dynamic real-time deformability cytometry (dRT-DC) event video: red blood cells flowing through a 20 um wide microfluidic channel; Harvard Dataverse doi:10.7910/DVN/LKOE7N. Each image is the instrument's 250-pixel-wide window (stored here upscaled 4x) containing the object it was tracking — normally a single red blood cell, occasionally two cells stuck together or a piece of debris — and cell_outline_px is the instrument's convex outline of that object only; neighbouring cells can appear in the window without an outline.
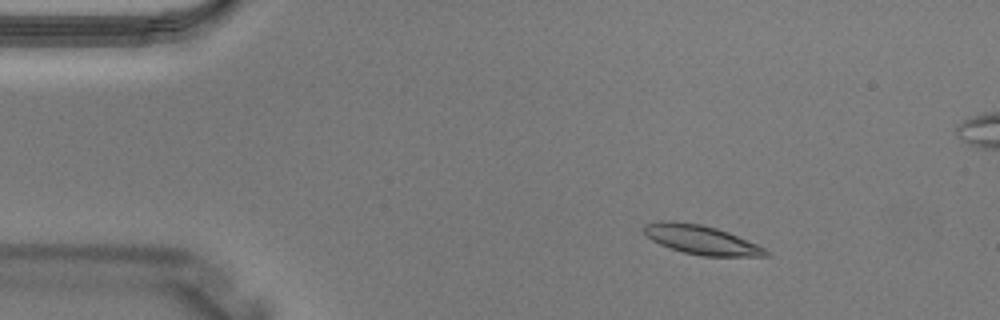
{"species": "Egyptian fruit bat (a non-hibernating species)", "species_latin": "Rousettus aegyptiacus", "temperature_condition": "warm", "stored_images_in_passage": 3, "camera_frame_rate_fps": 3000, "um_per_image_px": 0.085, "animal": {"sex": "male"}, "frame": {"image": 1, "passage_image": 1, "time_ms": 0.0, "image_size_px": [1000, 320], "cell_outline_px": [[768, 256], [700, 256], [684, 252], [660, 244], [652, 240], [644, 232], [644, 224], [668, 220], [700, 224], [716, 228], [728, 232], [756, 244], [764, 248], [768, 252]], "centroid_in_image_um": [59.6, 20.38], "position_along_channel_um": 25.4, "area_um2": 20.29}}